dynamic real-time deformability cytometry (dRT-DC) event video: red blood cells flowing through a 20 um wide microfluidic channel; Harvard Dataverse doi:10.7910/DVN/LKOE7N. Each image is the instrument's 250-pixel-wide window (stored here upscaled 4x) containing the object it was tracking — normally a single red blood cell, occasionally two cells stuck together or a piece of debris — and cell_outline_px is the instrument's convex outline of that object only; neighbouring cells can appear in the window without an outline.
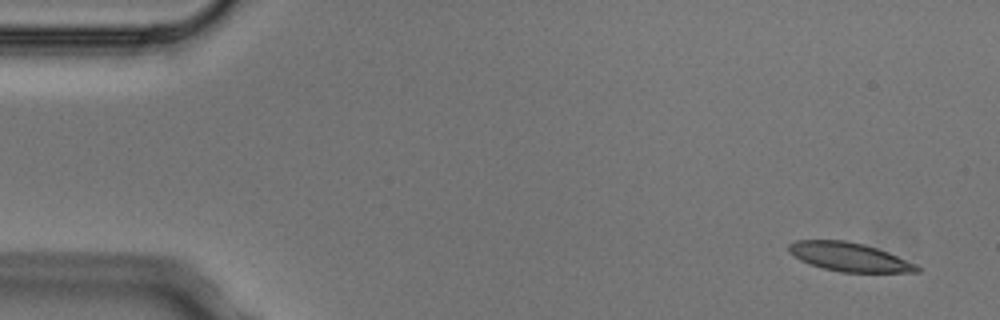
{"species": "Egyptian fruit bat (a non-hibernating species)", "species_latin": "Rousettus aegyptiacus", "temperature_condition": "cold", "stored_images_in_passage": 4, "camera_frame_rate_fps": 3000, "um_per_image_px": 0.085, "animal": {"sex": "male"}, "frame": {"image": 1, "passage_image": 1, "time_ms": 0.0, "image_size_px": [1000, 320], "cell_outline_px": [[920, 272], [840, 272], [808, 264], [800, 260], [788, 252], [788, 244], [796, 240], [844, 240], [864, 244], [888, 252], [916, 264], [920, 268]], "centroid_in_image_um": [72.15, 21.84], "position_along_channel_um": 12.8, "area_um2": 21.44}}